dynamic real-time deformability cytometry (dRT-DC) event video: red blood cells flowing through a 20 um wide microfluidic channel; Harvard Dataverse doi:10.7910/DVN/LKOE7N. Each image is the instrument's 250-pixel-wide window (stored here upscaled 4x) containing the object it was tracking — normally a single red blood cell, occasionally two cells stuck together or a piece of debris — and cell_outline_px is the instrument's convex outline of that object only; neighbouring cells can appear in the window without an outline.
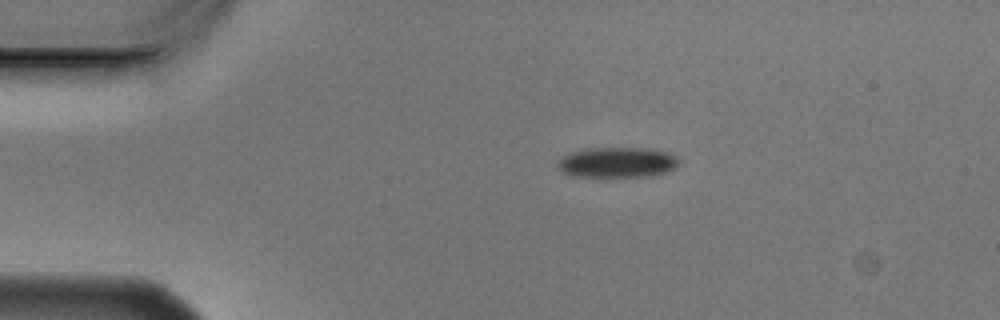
{"species": "Egyptian fruit bat (a non-hibernating species)", "species_latin": "Rousettus aegyptiacus", "temperature_condition": "cold", "stored_images_in_passage": 3, "segment_of_instrument_passage": [1, 2], "camera_frame_rate_fps": 3000, "um_per_image_px": 0.085, "animal": {"sex": "male"}, "frame": {"image": 1, "passage_image": 1, "time_ms": 0.0, "image_size_px": [1000, 320], "cell_outline_px": [[680, 164], [676, 168], [668, 172], [652, 176], [572, 176], [564, 172], [556, 164], [564, 156], [572, 152], [596, 148], [644, 148], [668, 152], [676, 156], [680, 160]], "centroid_in_image_um": [52.56, 13.81], "position_along_channel_um": 32.4, "area_um2": 21.27}}